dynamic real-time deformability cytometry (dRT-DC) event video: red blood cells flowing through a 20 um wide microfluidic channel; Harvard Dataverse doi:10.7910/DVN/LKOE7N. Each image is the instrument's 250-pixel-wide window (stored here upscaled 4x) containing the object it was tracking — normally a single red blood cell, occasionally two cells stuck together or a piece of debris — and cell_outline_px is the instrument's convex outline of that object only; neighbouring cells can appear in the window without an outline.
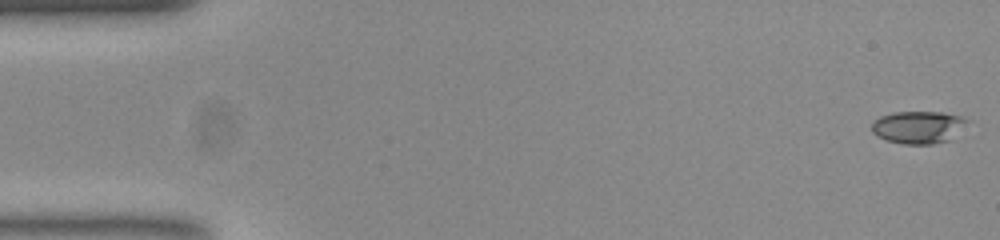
{"species": "common noctule bat (a hibernating species)", "species_latin": "Nyctalus noctula", "temperature_condition": "room temperature", "stored_images_in_passage": 53, "camera_frame_rate_fps": 3000, "um_per_image_px": 0.085, "animal": {"sex": "female", "body_mass_g": 23.0, "forearm_length_mm": 53.4}, "frame": {"image": 1, "passage_image": 1, "time_ms": 0.0, "image_size_px": [1000, 240], "cell_outline_px": [[972, 120], [948, 140], [932, 144], [904, 144], [884, 140], [872, 132], [872, 124], [880, 116], [892, 112], [944, 112], [964, 116]], "centroid_in_image_um": [78.08, 10.8], "position_along_channel_um": 6.9, "area_um2": 18.21}}
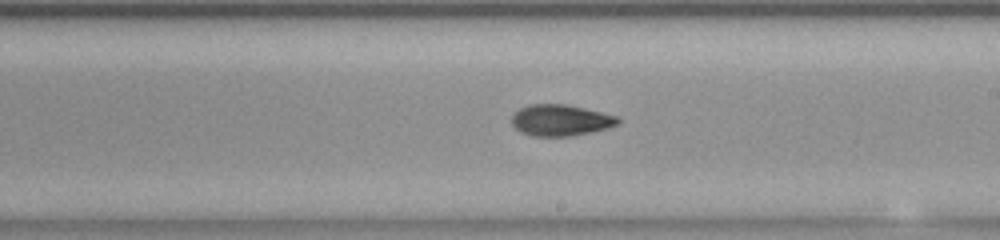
{"frame": {"image": 2, "passage_image": 30, "time_ms": 9.667, "image_size_px": [1000, 240], "cell_outline_px": [[620, 120], [616, 124], [608, 128], [568, 136], [532, 136], [520, 132], [512, 124], [512, 116], [520, 108], [528, 104], [568, 104], [620, 116]], "centroid_in_image_um": [47.65, 10.2], "position_along_channel_um": 241.3, "area_um2": 19.36}}
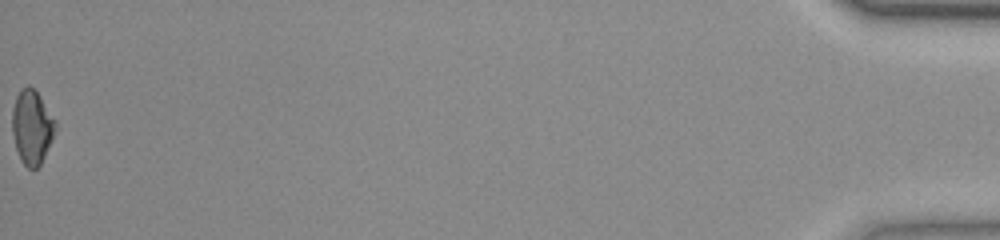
{"frame": {"image": 3, "passage_image": 53, "time_ms": 17.333, "image_size_px": [1000, 240], "cell_outline_px": [[56, 128], [44, 156], [40, 164], [36, 168], [28, 168], [20, 160], [16, 148], [12, 132], [12, 108], [16, 96], [20, 88], [28, 84], [40, 96], [56, 120]], "centroid_in_image_um": [2.69, 10.76], "position_along_channel_um": 432.5, "area_um2": 18.55}, "authors_computed_cell_mechanics": {"area_um2": 18.7272, "velocity_mm_per_s": 3.8878, "shape_relaxation_time_tau1_ms": 8.4003, "shape_relaxation_time_tau2_ms": 4.023, "deformation_change_tau1": 0.2085, "deformation_change_tau2": 0.0929}}